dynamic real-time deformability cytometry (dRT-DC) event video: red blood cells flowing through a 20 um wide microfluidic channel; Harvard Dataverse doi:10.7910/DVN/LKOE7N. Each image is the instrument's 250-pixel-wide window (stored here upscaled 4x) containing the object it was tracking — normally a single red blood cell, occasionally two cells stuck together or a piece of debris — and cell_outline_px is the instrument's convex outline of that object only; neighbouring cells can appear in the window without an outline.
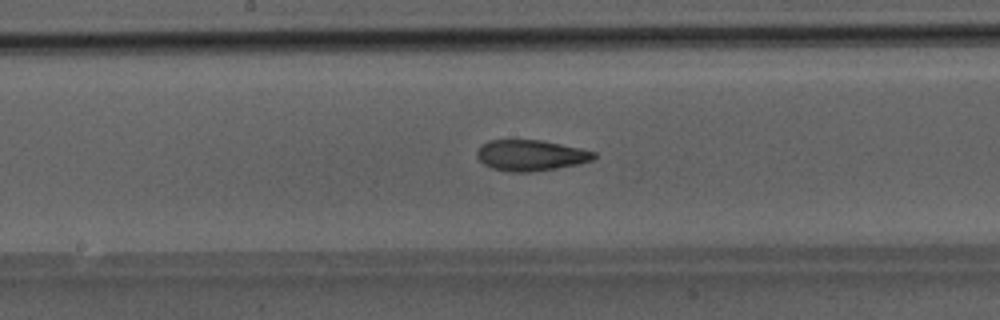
{"species": "Egyptian fruit bat (a non-hibernating species)", "species_latin": "Rousettus aegyptiacus", "temperature_condition": "room temperature", "stored_images_in_passage": 40, "camera_frame_rate_fps": 3000, "um_per_image_px": 0.085, "animal": {"sex": "male"}, "frame": {"image": 1, "passage_image": 17, "time_ms": 5.333, "image_size_px": [1000, 320], "cell_outline_px": [[596, 156], [592, 160], [576, 164], [556, 168], [528, 172], [512, 172], [492, 168], [484, 164], [476, 156], [476, 152], [480, 144], [488, 140], [540, 140], [580, 148], [596, 152]], "centroid_in_image_um": [45.07, 13.19], "position_along_channel_um": 203.1, "area_um2": 20.92}}
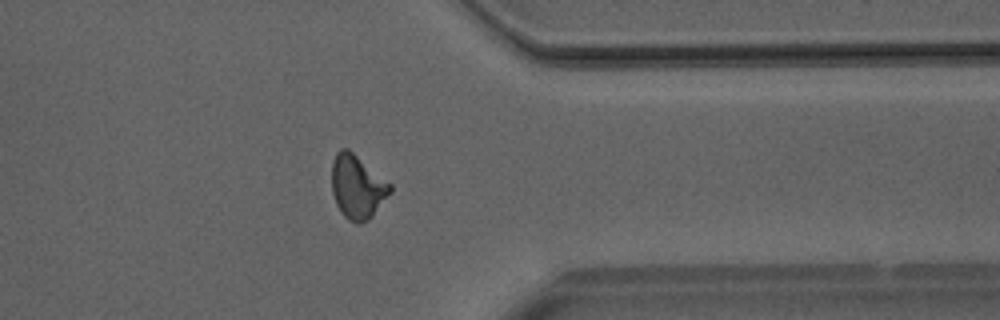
{"frame": {"image": 2, "passage_image": 30, "time_ms": 9.667, "image_size_px": [1000, 320], "cell_outline_px": [[392, 192], [372, 216], [368, 220], [360, 224], [356, 224], [348, 220], [340, 212], [336, 204], [332, 192], [332, 160], [336, 152], [340, 148], [348, 148], [392, 184]], "centroid_in_image_um": [30.37, 15.88], "position_along_channel_um": 381.0, "area_um2": 21.96}}
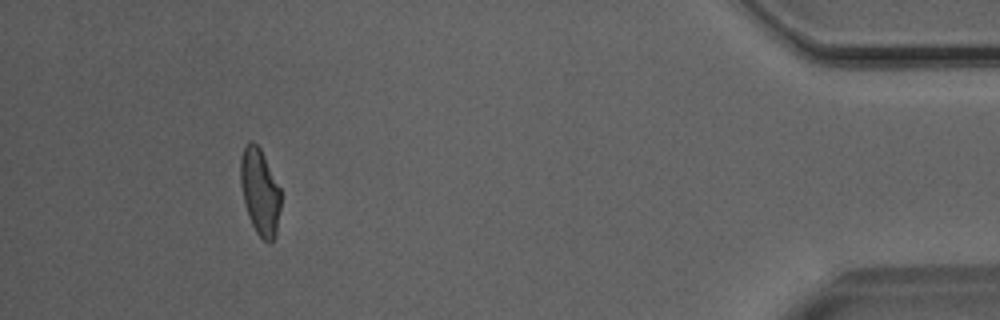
{"frame": {"image": 3, "passage_image": 36, "time_ms": 11.667, "image_size_px": [1000, 320], "cell_outline_px": [[280, 208], [276, 236], [272, 244], [268, 244], [256, 232], [248, 216], [244, 204], [240, 184], [240, 160], [244, 148], [248, 140], [252, 140], [260, 148], [280, 188]], "centroid_in_image_um": [22.08, 16.33], "position_along_channel_um": 413.1, "area_um2": 20.4}}